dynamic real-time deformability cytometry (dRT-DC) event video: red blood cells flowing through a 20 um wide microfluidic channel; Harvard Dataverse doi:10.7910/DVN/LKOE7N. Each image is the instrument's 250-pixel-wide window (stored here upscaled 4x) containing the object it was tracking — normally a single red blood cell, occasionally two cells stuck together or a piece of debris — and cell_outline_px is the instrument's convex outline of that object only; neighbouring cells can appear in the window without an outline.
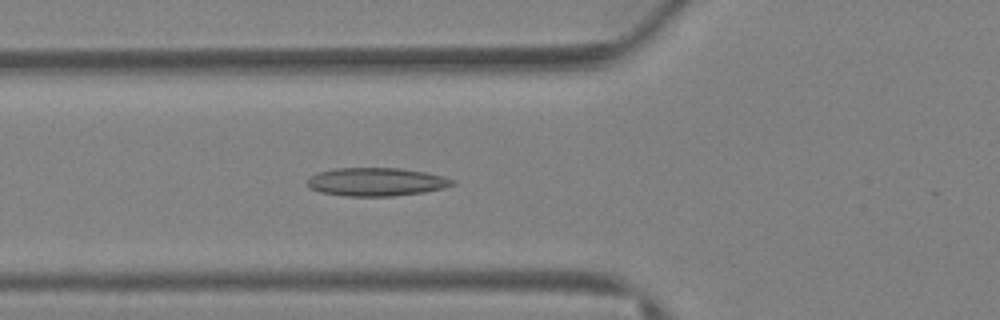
{"species": "Egyptian fruit bat (a non-hibernating species)", "species_latin": "Rousettus aegyptiacus", "temperature_condition": "warm", "stored_images_in_passage": 38, "camera_frame_rate_fps": 3000, "um_per_image_px": 0.085, "animal": {"sex": "female"}, "frame": {"image": 1, "passage_image": 14, "time_ms": 4.333, "image_size_px": [1000, 320], "cell_outline_px": [[456, 184], [444, 188], [424, 192], [392, 196], [344, 196], [320, 192], [312, 188], [308, 184], [308, 180], [316, 172], [336, 168], [400, 168], [424, 172], [444, 176], [456, 180]], "centroid_in_image_um": [32.03, 15.46], "position_along_channel_um": 93.8, "area_um2": 23.93}}
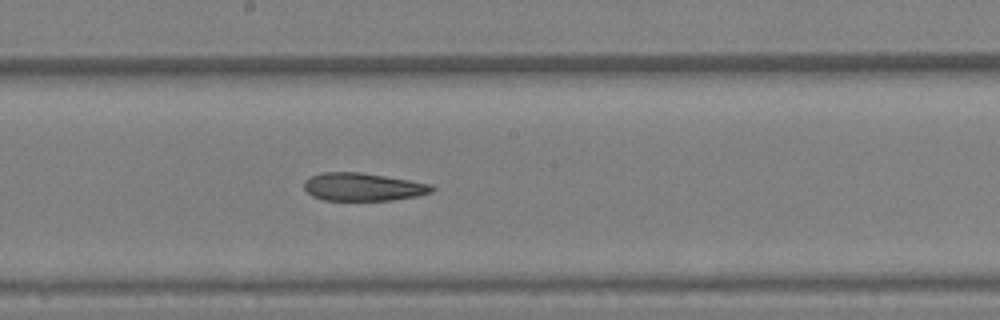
{"frame": {"image": 2, "passage_image": 21, "time_ms": 6.667, "image_size_px": [1000, 320], "cell_outline_px": [[436, 188], [432, 192], [416, 196], [392, 200], [324, 200], [312, 196], [304, 188], [304, 180], [320, 172], [360, 172], [432, 184]], "centroid_in_image_um": [30.84, 15.88], "position_along_channel_um": 217.4, "area_um2": 20.75}}
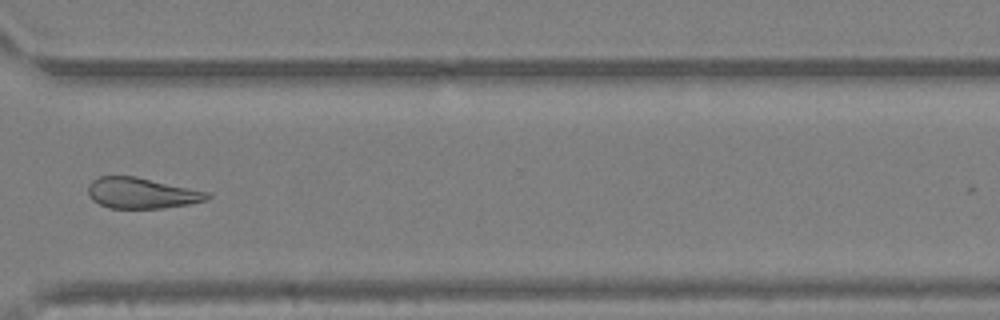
{"frame": {"image": 3, "passage_image": 29, "time_ms": 9.333, "image_size_px": [1000, 320], "cell_outline_px": [[212, 196], [208, 200], [188, 204], [160, 208], [108, 208], [92, 200], [88, 196], [88, 184], [92, 180], [100, 176], [136, 176], [208, 192]], "centroid_in_image_um": [12.01, 16.41], "position_along_channel_um": 358.6, "area_um2": 21.39}}